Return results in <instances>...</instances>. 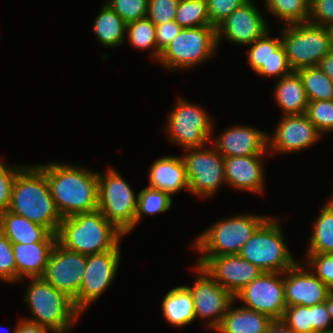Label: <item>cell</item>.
I'll use <instances>...</instances> for the list:
<instances>
[{"instance_id":"obj_25","label":"cell","mask_w":333,"mask_h":333,"mask_svg":"<svg viewBox=\"0 0 333 333\" xmlns=\"http://www.w3.org/2000/svg\"><path fill=\"white\" fill-rule=\"evenodd\" d=\"M0 231L12 243L57 241V235L48 227L36 224L9 210L0 212Z\"/></svg>"},{"instance_id":"obj_37","label":"cell","mask_w":333,"mask_h":333,"mask_svg":"<svg viewBox=\"0 0 333 333\" xmlns=\"http://www.w3.org/2000/svg\"><path fill=\"white\" fill-rule=\"evenodd\" d=\"M281 320L296 333H313L312 306L287 307Z\"/></svg>"},{"instance_id":"obj_39","label":"cell","mask_w":333,"mask_h":333,"mask_svg":"<svg viewBox=\"0 0 333 333\" xmlns=\"http://www.w3.org/2000/svg\"><path fill=\"white\" fill-rule=\"evenodd\" d=\"M108 4L127 24L147 17L148 0H106Z\"/></svg>"},{"instance_id":"obj_30","label":"cell","mask_w":333,"mask_h":333,"mask_svg":"<svg viewBox=\"0 0 333 333\" xmlns=\"http://www.w3.org/2000/svg\"><path fill=\"white\" fill-rule=\"evenodd\" d=\"M309 239L306 254L333 253V199L321 208Z\"/></svg>"},{"instance_id":"obj_27","label":"cell","mask_w":333,"mask_h":333,"mask_svg":"<svg viewBox=\"0 0 333 333\" xmlns=\"http://www.w3.org/2000/svg\"><path fill=\"white\" fill-rule=\"evenodd\" d=\"M231 304L216 333H266L273 319L261 312ZM233 307V308H232Z\"/></svg>"},{"instance_id":"obj_47","label":"cell","mask_w":333,"mask_h":333,"mask_svg":"<svg viewBox=\"0 0 333 333\" xmlns=\"http://www.w3.org/2000/svg\"><path fill=\"white\" fill-rule=\"evenodd\" d=\"M51 331L39 324L29 322L25 319L18 320L15 333H50Z\"/></svg>"},{"instance_id":"obj_22","label":"cell","mask_w":333,"mask_h":333,"mask_svg":"<svg viewBox=\"0 0 333 333\" xmlns=\"http://www.w3.org/2000/svg\"><path fill=\"white\" fill-rule=\"evenodd\" d=\"M265 155L224 157L226 185L236 190L261 194L265 184Z\"/></svg>"},{"instance_id":"obj_44","label":"cell","mask_w":333,"mask_h":333,"mask_svg":"<svg viewBox=\"0 0 333 333\" xmlns=\"http://www.w3.org/2000/svg\"><path fill=\"white\" fill-rule=\"evenodd\" d=\"M309 22L325 27L333 23V0H310Z\"/></svg>"},{"instance_id":"obj_5","label":"cell","mask_w":333,"mask_h":333,"mask_svg":"<svg viewBox=\"0 0 333 333\" xmlns=\"http://www.w3.org/2000/svg\"><path fill=\"white\" fill-rule=\"evenodd\" d=\"M269 216L239 214L213 223L194 239L192 247L201 256L238 255L243 245Z\"/></svg>"},{"instance_id":"obj_33","label":"cell","mask_w":333,"mask_h":333,"mask_svg":"<svg viewBox=\"0 0 333 333\" xmlns=\"http://www.w3.org/2000/svg\"><path fill=\"white\" fill-rule=\"evenodd\" d=\"M156 27L148 18L138 19L127 24V39L131 46L139 50H150L152 59L159 60L161 53L156 46Z\"/></svg>"},{"instance_id":"obj_34","label":"cell","mask_w":333,"mask_h":333,"mask_svg":"<svg viewBox=\"0 0 333 333\" xmlns=\"http://www.w3.org/2000/svg\"><path fill=\"white\" fill-rule=\"evenodd\" d=\"M137 212L134 219V228L144 216H151L167 212L172 206V197L169 193L159 189L145 187L139 191Z\"/></svg>"},{"instance_id":"obj_9","label":"cell","mask_w":333,"mask_h":333,"mask_svg":"<svg viewBox=\"0 0 333 333\" xmlns=\"http://www.w3.org/2000/svg\"><path fill=\"white\" fill-rule=\"evenodd\" d=\"M138 195L115 170L98 172V210L125 235L134 230Z\"/></svg>"},{"instance_id":"obj_49","label":"cell","mask_w":333,"mask_h":333,"mask_svg":"<svg viewBox=\"0 0 333 333\" xmlns=\"http://www.w3.org/2000/svg\"><path fill=\"white\" fill-rule=\"evenodd\" d=\"M266 333H296L289 328L282 320H273Z\"/></svg>"},{"instance_id":"obj_45","label":"cell","mask_w":333,"mask_h":333,"mask_svg":"<svg viewBox=\"0 0 333 333\" xmlns=\"http://www.w3.org/2000/svg\"><path fill=\"white\" fill-rule=\"evenodd\" d=\"M313 333H333L332 319L326 303L312 306Z\"/></svg>"},{"instance_id":"obj_32","label":"cell","mask_w":333,"mask_h":333,"mask_svg":"<svg viewBox=\"0 0 333 333\" xmlns=\"http://www.w3.org/2000/svg\"><path fill=\"white\" fill-rule=\"evenodd\" d=\"M264 7L285 25L309 21L310 0H266Z\"/></svg>"},{"instance_id":"obj_10","label":"cell","mask_w":333,"mask_h":333,"mask_svg":"<svg viewBox=\"0 0 333 333\" xmlns=\"http://www.w3.org/2000/svg\"><path fill=\"white\" fill-rule=\"evenodd\" d=\"M175 107L169 112L165 133L170 142L182 147H204L213 135V122L209 113L201 105L178 98Z\"/></svg>"},{"instance_id":"obj_28","label":"cell","mask_w":333,"mask_h":333,"mask_svg":"<svg viewBox=\"0 0 333 333\" xmlns=\"http://www.w3.org/2000/svg\"><path fill=\"white\" fill-rule=\"evenodd\" d=\"M162 313L170 325L183 327L195 321L194 303L191 292L185 286H176L165 294L162 300Z\"/></svg>"},{"instance_id":"obj_1","label":"cell","mask_w":333,"mask_h":333,"mask_svg":"<svg viewBox=\"0 0 333 333\" xmlns=\"http://www.w3.org/2000/svg\"><path fill=\"white\" fill-rule=\"evenodd\" d=\"M37 166L46 175L62 218L98 210V172L70 163L51 162Z\"/></svg>"},{"instance_id":"obj_21","label":"cell","mask_w":333,"mask_h":333,"mask_svg":"<svg viewBox=\"0 0 333 333\" xmlns=\"http://www.w3.org/2000/svg\"><path fill=\"white\" fill-rule=\"evenodd\" d=\"M270 30L255 40L248 51V63L256 74L280 79L293 70L287 61L280 37H270Z\"/></svg>"},{"instance_id":"obj_35","label":"cell","mask_w":333,"mask_h":333,"mask_svg":"<svg viewBox=\"0 0 333 333\" xmlns=\"http://www.w3.org/2000/svg\"><path fill=\"white\" fill-rule=\"evenodd\" d=\"M182 28L212 26L207 0H180L174 19Z\"/></svg>"},{"instance_id":"obj_38","label":"cell","mask_w":333,"mask_h":333,"mask_svg":"<svg viewBox=\"0 0 333 333\" xmlns=\"http://www.w3.org/2000/svg\"><path fill=\"white\" fill-rule=\"evenodd\" d=\"M308 267L333 292V253L306 254Z\"/></svg>"},{"instance_id":"obj_13","label":"cell","mask_w":333,"mask_h":333,"mask_svg":"<svg viewBox=\"0 0 333 333\" xmlns=\"http://www.w3.org/2000/svg\"><path fill=\"white\" fill-rule=\"evenodd\" d=\"M120 244L107 252L87 255L85 274L78 296L73 300L76 310L82 314L111 286L120 265Z\"/></svg>"},{"instance_id":"obj_43","label":"cell","mask_w":333,"mask_h":333,"mask_svg":"<svg viewBox=\"0 0 333 333\" xmlns=\"http://www.w3.org/2000/svg\"><path fill=\"white\" fill-rule=\"evenodd\" d=\"M248 0H207V12L215 28Z\"/></svg>"},{"instance_id":"obj_42","label":"cell","mask_w":333,"mask_h":333,"mask_svg":"<svg viewBox=\"0 0 333 333\" xmlns=\"http://www.w3.org/2000/svg\"><path fill=\"white\" fill-rule=\"evenodd\" d=\"M179 1L180 0H148L147 17L154 25L174 21Z\"/></svg>"},{"instance_id":"obj_8","label":"cell","mask_w":333,"mask_h":333,"mask_svg":"<svg viewBox=\"0 0 333 333\" xmlns=\"http://www.w3.org/2000/svg\"><path fill=\"white\" fill-rule=\"evenodd\" d=\"M282 27L281 41L293 71L318 66L321 59L333 49L325 26L308 21Z\"/></svg>"},{"instance_id":"obj_14","label":"cell","mask_w":333,"mask_h":333,"mask_svg":"<svg viewBox=\"0 0 333 333\" xmlns=\"http://www.w3.org/2000/svg\"><path fill=\"white\" fill-rule=\"evenodd\" d=\"M243 307L270 316L273 320L283 318L286 306L284 273L263 272L235 295Z\"/></svg>"},{"instance_id":"obj_18","label":"cell","mask_w":333,"mask_h":333,"mask_svg":"<svg viewBox=\"0 0 333 333\" xmlns=\"http://www.w3.org/2000/svg\"><path fill=\"white\" fill-rule=\"evenodd\" d=\"M268 26L256 4L248 0L216 27L217 45L226 38L230 43L248 46L269 31Z\"/></svg>"},{"instance_id":"obj_24","label":"cell","mask_w":333,"mask_h":333,"mask_svg":"<svg viewBox=\"0 0 333 333\" xmlns=\"http://www.w3.org/2000/svg\"><path fill=\"white\" fill-rule=\"evenodd\" d=\"M56 242L12 243L17 266V282L23 278H36L44 275L48 258Z\"/></svg>"},{"instance_id":"obj_7","label":"cell","mask_w":333,"mask_h":333,"mask_svg":"<svg viewBox=\"0 0 333 333\" xmlns=\"http://www.w3.org/2000/svg\"><path fill=\"white\" fill-rule=\"evenodd\" d=\"M218 49L214 26L182 28L161 52L159 62L166 69L188 70L215 56Z\"/></svg>"},{"instance_id":"obj_15","label":"cell","mask_w":333,"mask_h":333,"mask_svg":"<svg viewBox=\"0 0 333 333\" xmlns=\"http://www.w3.org/2000/svg\"><path fill=\"white\" fill-rule=\"evenodd\" d=\"M86 261V255L68 250L56 242L42 278L74 300L81 287Z\"/></svg>"},{"instance_id":"obj_16","label":"cell","mask_w":333,"mask_h":333,"mask_svg":"<svg viewBox=\"0 0 333 333\" xmlns=\"http://www.w3.org/2000/svg\"><path fill=\"white\" fill-rule=\"evenodd\" d=\"M322 134L306 114L282 115L272 135H268V152L294 153L314 146Z\"/></svg>"},{"instance_id":"obj_3","label":"cell","mask_w":333,"mask_h":333,"mask_svg":"<svg viewBox=\"0 0 333 333\" xmlns=\"http://www.w3.org/2000/svg\"><path fill=\"white\" fill-rule=\"evenodd\" d=\"M56 235L62 247L86 256L113 250L126 236L99 210L62 218Z\"/></svg>"},{"instance_id":"obj_51","label":"cell","mask_w":333,"mask_h":333,"mask_svg":"<svg viewBox=\"0 0 333 333\" xmlns=\"http://www.w3.org/2000/svg\"><path fill=\"white\" fill-rule=\"evenodd\" d=\"M326 28L328 30L329 37L331 39V43H332V47H333V23L327 25Z\"/></svg>"},{"instance_id":"obj_36","label":"cell","mask_w":333,"mask_h":333,"mask_svg":"<svg viewBox=\"0 0 333 333\" xmlns=\"http://www.w3.org/2000/svg\"><path fill=\"white\" fill-rule=\"evenodd\" d=\"M305 114L321 134L333 132V100L311 101Z\"/></svg>"},{"instance_id":"obj_2","label":"cell","mask_w":333,"mask_h":333,"mask_svg":"<svg viewBox=\"0 0 333 333\" xmlns=\"http://www.w3.org/2000/svg\"><path fill=\"white\" fill-rule=\"evenodd\" d=\"M8 210L48 227L55 234L62 221L46 175L37 165H26L17 173Z\"/></svg>"},{"instance_id":"obj_12","label":"cell","mask_w":333,"mask_h":333,"mask_svg":"<svg viewBox=\"0 0 333 333\" xmlns=\"http://www.w3.org/2000/svg\"><path fill=\"white\" fill-rule=\"evenodd\" d=\"M197 277L193 286H186L191 292L195 318L206 321L205 327L216 330L223 316L235 301V296L215 281L207 271L195 264Z\"/></svg>"},{"instance_id":"obj_41","label":"cell","mask_w":333,"mask_h":333,"mask_svg":"<svg viewBox=\"0 0 333 333\" xmlns=\"http://www.w3.org/2000/svg\"><path fill=\"white\" fill-rule=\"evenodd\" d=\"M24 166H10L0 159V212L8 210L15 177Z\"/></svg>"},{"instance_id":"obj_6","label":"cell","mask_w":333,"mask_h":333,"mask_svg":"<svg viewBox=\"0 0 333 333\" xmlns=\"http://www.w3.org/2000/svg\"><path fill=\"white\" fill-rule=\"evenodd\" d=\"M278 220L269 215L238 253L263 272L284 273L298 262L285 242Z\"/></svg>"},{"instance_id":"obj_26","label":"cell","mask_w":333,"mask_h":333,"mask_svg":"<svg viewBox=\"0 0 333 333\" xmlns=\"http://www.w3.org/2000/svg\"><path fill=\"white\" fill-rule=\"evenodd\" d=\"M277 81L273 96L283 116L305 114L309 101L298 72L292 71Z\"/></svg>"},{"instance_id":"obj_31","label":"cell","mask_w":333,"mask_h":333,"mask_svg":"<svg viewBox=\"0 0 333 333\" xmlns=\"http://www.w3.org/2000/svg\"><path fill=\"white\" fill-rule=\"evenodd\" d=\"M309 102L333 100V81L319 66L304 67L297 70Z\"/></svg>"},{"instance_id":"obj_19","label":"cell","mask_w":333,"mask_h":333,"mask_svg":"<svg viewBox=\"0 0 333 333\" xmlns=\"http://www.w3.org/2000/svg\"><path fill=\"white\" fill-rule=\"evenodd\" d=\"M297 262L284 272V293L287 307L314 306L324 303L329 289L308 267Z\"/></svg>"},{"instance_id":"obj_48","label":"cell","mask_w":333,"mask_h":333,"mask_svg":"<svg viewBox=\"0 0 333 333\" xmlns=\"http://www.w3.org/2000/svg\"><path fill=\"white\" fill-rule=\"evenodd\" d=\"M318 66L333 81V49L321 59Z\"/></svg>"},{"instance_id":"obj_50","label":"cell","mask_w":333,"mask_h":333,"mask_svg":"<svg viewBox=\"0 0 333 333\" xmlns=\"http://www.w3.org/2000/svg\"><path fill=\"white\" fill-rule=\"evenodd\" d=\"M328 312L333 322V292H329L327 299L325 301Z\"/></svg>"},{"instance_id":"obj_46","label":"cell","mask_w":333,"mask_h":333,"mask_svg":"<svg viewBox=\"0 0 333 333\" xmlns=\"http://www.w3.org/2000/svg\"><path fill=\"white\" fill-rule=\"evenodd\" d=\"M156 27V46L157 50L161 53L171 41L179 34L182 27L174 20L165 22Z\"/></svg>"},{"instance_id":"obj_11","label":"cell","mask_w":333,"mask_h":333,"mask_svg":"<svg viewBox=\"0 0 333 333\" xmlns=\"http://www.w3.org/2000/svg\"><path fill=\"white\" fill-rule=\"evenodd\" d=\"M186 150L187 154L181 156L186 167L188 191L200 198L214 196L221 184H226L224 156L212 146L207 148V145Z\"/></svg>"},{"instance_id":"obj_40","label":"cell","mask_w":333,"mask_h":333,"mask_svg":"<svg viewBox=\"0 0 333 333\" xmlns=\"http://www.w3.org/2000/svg\"><path fill=\"white\" fill-rule=\"evenodd\" d=\"M0 279L4 282L17 283V266L12 249V242L0 231Z\"/></svg>"},{"instance_id":"obj_23","label":"cell","mask_w":333,"mask_h":333,"mask_svg":"<svg viewBox=\"0 0 333 333\" xmlns=\"http://www.w3.org/2000/svg\"><path fill=\"white\" fill-rule=\"evenodd\" d=\"M148 174V187L167 192L171 196L189 189L182 156L164 155L158 158L150 167Z\"/></svg>"},{"instance_id":"obj_4","label":"cell","mask_w":333,"mask_h":333,"mask_svg":"<svg viewBox=\"0 0 333 333\" xmlns=\"http://www.w3.org/2000/svg\"><path fill=\"white\" fill-rule=\"evenodd\" d=\"M24 301L30 309L29 322L48 328L51 333H68L80 318L73 300L65 293L52 287L42 277L28 278Z\"/></svg>"},{"instance_id":"obj_17","label":"cell","mask_w":333,"mask_h":333,"mask_svg":"<svg viewBox=\"0 0 333 333\" xmlns=\"http://www.w3.org/2000/svg\"><path fill=\"white\" fill-rule=\"evenodd\" d=\"M196 263L234 296L263 271L239 255L199 257Z\"/></svg>"},{"instance_id":"obj_29","label":"cell","mask_w":333,"mask_h":333,"mask_svg":"<svg viewBox=\"0 0 333 333\" xmlns=\"http://www.w3.org/2000/svg\"><path fill=\"white\" fill-rule=\"evenodd\" d=\"M93 30L97 41L106 48L124 44L127 37V23L106 3L94 20Z\"/></svg>"},{"instance_id":"obj_20","label":"cell","mask_w":333,"mask_h":333,"mask_svg":"<svg viewBox=\"0 0 333 333\" xmlns=\"http://www.w3.org/2000/svg\"><path fill=\"white\" fill-rule=\"evenodd\" d=\"M210 142L224 157L269 154L268 134L248 125L229 127Z\"/></svg>"}]
</instances>
